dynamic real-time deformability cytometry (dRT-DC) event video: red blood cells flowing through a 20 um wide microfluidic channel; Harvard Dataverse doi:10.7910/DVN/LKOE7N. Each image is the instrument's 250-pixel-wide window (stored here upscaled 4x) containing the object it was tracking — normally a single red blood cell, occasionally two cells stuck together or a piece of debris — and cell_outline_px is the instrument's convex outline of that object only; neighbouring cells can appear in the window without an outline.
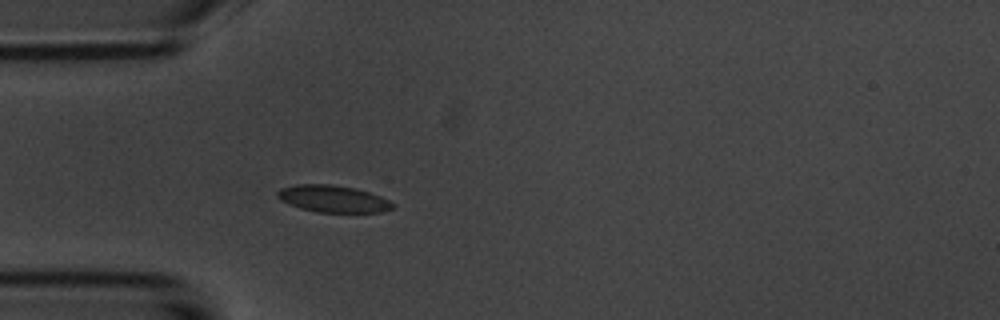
{"species": "common noctule bat (a hibernating species)", "species_latin": "Nyctalus noctula", "temperature_condition": "room temperature", "stored_images_in_passage": 40, "camera_frame_rate_fps": 3000, "um_per_image_px": 0.085, "animal": {"sex": "male", "body_mass_g": 20.1, "forearm_length_mm": 53.5}, "frame": {"image": 1, "passage_image": 1, "time_ms": 0.0, "image_size_px": [1000, 320], "cell_outline_px": [[396, 204], [392, 208], [380, 212], [316, 212], [300, 208], [288, 204], [280, 200], [276, 196], [276, 192], [280, 188], [296, 184], [332, 184], [356, 188], [380, 196]], "centroid_in_image_um": [28.27, 16.89], "position_along_channel_um": 56.7, "area_um2": 18.21}}
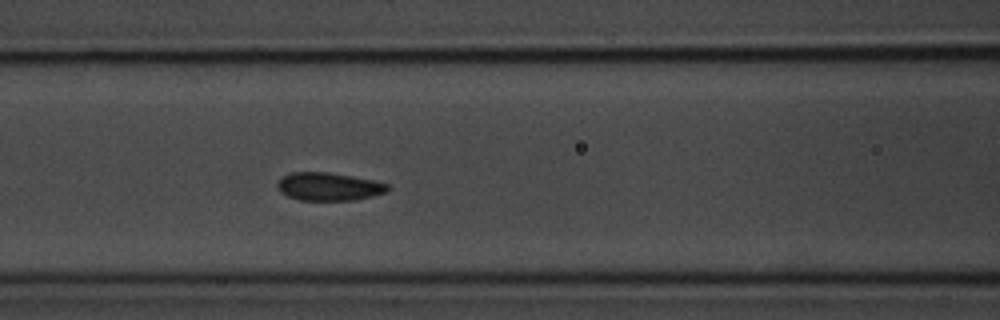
{"frame": {"image": 2, "passage_image": 8, "time_ms": 2.333, "image_size_px": [1000, 320], "cell_outline_px": [[388, 192], [356, 200], [300, 200], [288, 196], [280, 192], [276, 184], [284, 176], [292, 172], [328, 172], [352, 176], [372, 180], [388, 184]], "centroid_in_image_um": [27.95, 15.86], "position_along_channel_um": 138.7, "area_um2": 17.92}}
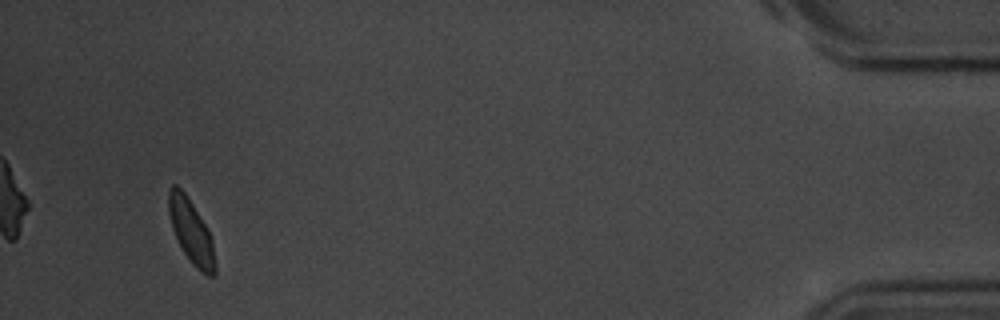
{"frame": {"image": 3, "passage_image": 37, "time_ms": 12.0, "image_size_px": [1000, 320], "cell_outline_px": [[216, 272], [212, 276], [208, 276], [200, 272], [192, 264], [184, 252], [172, 228], [168, 212], [168, 188], [172, 184], [176, 184], [184, 192], [208, 228], [212, 240], [216, 264]], "centroid_in_image_um": [16.25, 19.68], "position_along_channel_um": 419.0, "area_um2": 17.28}, "authors_computed_cell_mechanics": {"area_um2": 17.8313, "velocity_mm_per_s": 3.6806, "shape_relaxation_time_tau1_ms": 5.2701, "shape_relaxation_time_tau2_ms": null, "deformation_change_tau1": 0.1051, "deformation_change_tau2": null}}